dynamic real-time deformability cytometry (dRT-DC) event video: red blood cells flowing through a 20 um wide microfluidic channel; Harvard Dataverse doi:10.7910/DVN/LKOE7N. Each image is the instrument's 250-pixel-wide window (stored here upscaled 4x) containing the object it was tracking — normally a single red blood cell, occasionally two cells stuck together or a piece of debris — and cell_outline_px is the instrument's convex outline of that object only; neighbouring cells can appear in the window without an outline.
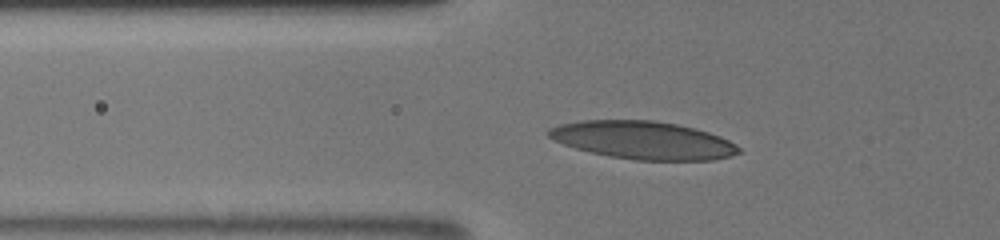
{"species": "human", "species_latin": "Homo sapiens", "temperature_condition": "room temperature", "stored_images_in_passage": 6, "camera_frame_rate_fps": 3000, "um_per_image_px": 0.085, "donor": {"sex": "male"}, "frame": {"image": 1, "passage_image": 2, "time_ms": 0.333, "image_size_px": [1000, 240], "cell_outline_px": [[744, 152], [732, 156], [716, 160], [636, 160], [608, 156], [576, 148], [564, 144], [548, 136], [544, 132], [548, 128], [560, 124], [580, 120], [652, 120], [676, 124], [708, 132], [720, 136], [736, 144]], "centroid_in_image_um": [54.68, 11.92], "position_along_channel_um": 71.1, "area_um2": 42.08}}